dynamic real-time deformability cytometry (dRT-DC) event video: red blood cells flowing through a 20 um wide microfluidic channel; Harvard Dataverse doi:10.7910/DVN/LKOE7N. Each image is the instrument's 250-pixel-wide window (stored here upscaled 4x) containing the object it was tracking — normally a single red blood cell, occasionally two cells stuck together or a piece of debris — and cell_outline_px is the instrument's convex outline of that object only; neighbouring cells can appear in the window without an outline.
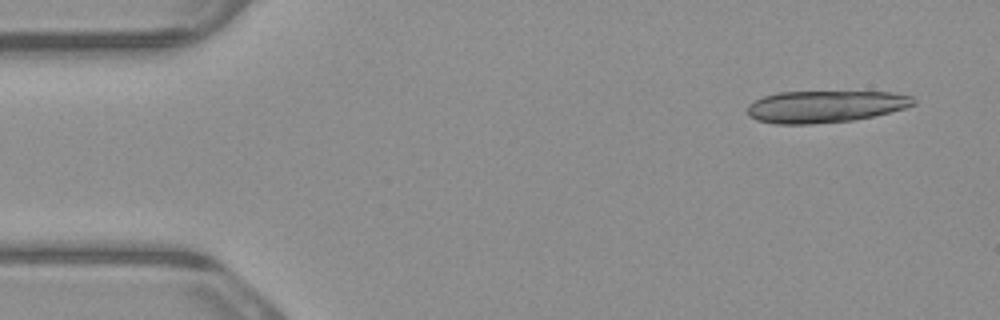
{"species": "common noctule bat (a hibernating species)", "species_latin": "Nyctalus noctula", "temperature_condition": "warm", "stored_images_in_passage": 6, "camera_frame_rate_fps": 3000, "um_per_image_px": 0.085, "animal": {"sex": "male", "body_mass_g": 23.1, "forearm_length_mm": 52.7}, "frame": {"image": 1, "passage_image": 1, "time_ms": 0.0, "image_size_px": [1000, 320], "cell_outline_px": [[916, 104], [904, 108], [872, 116], [852, 120], [812, 124], [776, 124], [756, 120], [748, 116], [748, 104], [764, 96], [780, 92], [892, 92], [912, 96], [916, 100]], "centroid_in_image_um": [70.13, 9.05], "position_along_channel_um": 14.9, "area_um2": 30.81}}